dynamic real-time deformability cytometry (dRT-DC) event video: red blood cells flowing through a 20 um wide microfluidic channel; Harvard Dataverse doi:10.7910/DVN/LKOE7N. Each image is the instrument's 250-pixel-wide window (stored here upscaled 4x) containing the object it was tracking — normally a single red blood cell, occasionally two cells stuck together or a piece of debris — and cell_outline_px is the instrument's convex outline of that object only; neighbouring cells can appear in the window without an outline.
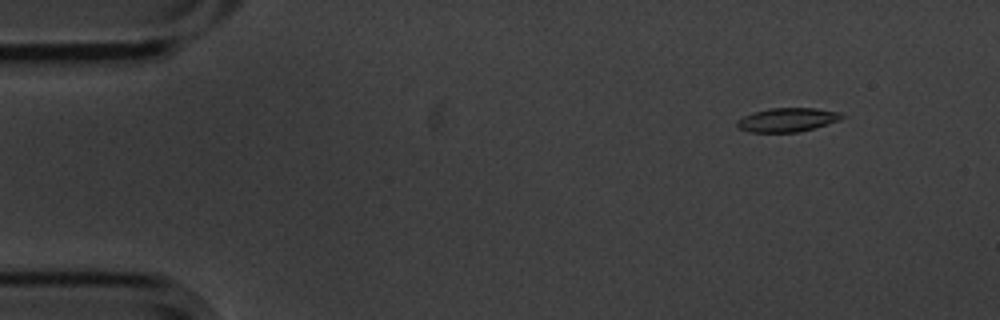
{"species": "common noctule bat (a hibernating species)", "species_latin": "Nyctalus noctula", "temperature_condition": "cold", "stored_images_in_passage": 5, "camera_frame_rate_fps": 3000, "um_per_image_px": 0.085, "animal": {"sex": "male", "body_mass_g": 20.1, "forearm_length_mm": 53.5}, "frame": {"image": 1, "passage_image": 1, "time_ms": 0.0, "image_size_px": [1000, 320], "cell_outline_px": [[844, 116], [840, 120], [812, 128], [796, 132], [748, 132], [740, 128], [736, 124], [736, 120], [752, 112], [768, 108], [816, 108], [840, 112]], "centroid_in_image_um": [66.89, 10.17], "position_along_channel_um": 18.1, "area_um2": 14.51}}
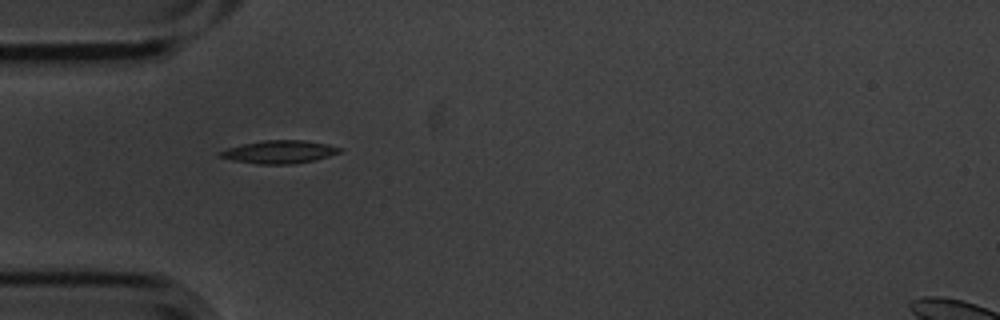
{"frame": {"image": 2, "passage_image": 4, "time_ms": 1.0, "image_size_px": [1000, 320], "cell_outline_px": [[340, 152], [316, 160], [292, 164], [260, 164], [232, 160], [220, 156], [216, 152], [228, 148], [244, 144], [264, 140], [304, 140], [328, 144], [340, 148]], "centroid_in_image_um": [23.74, 12.91], "position_along_channel_um": 61.3, "area_um2": 15.84}}
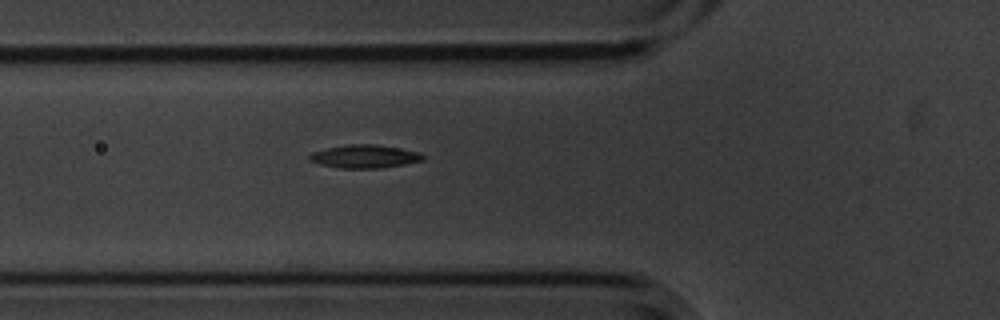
{"frame": {"image": 3, "passage_image": 5, "time_ms": 1.333, "image_size_px": [1000, 320], "cell_outline_px": [[424, 160], [404, 164], [380, 168], [340, 168], [320, 164], [308, 160], [308, 156], [312, 152], [328, 148], [348, 144], [376, 144], [420, 152], [424, 156]], "centroid_in_image_um": [30.98, 13.29], "position_along_channel_um": 94.8, "area_um2": 15.26}}